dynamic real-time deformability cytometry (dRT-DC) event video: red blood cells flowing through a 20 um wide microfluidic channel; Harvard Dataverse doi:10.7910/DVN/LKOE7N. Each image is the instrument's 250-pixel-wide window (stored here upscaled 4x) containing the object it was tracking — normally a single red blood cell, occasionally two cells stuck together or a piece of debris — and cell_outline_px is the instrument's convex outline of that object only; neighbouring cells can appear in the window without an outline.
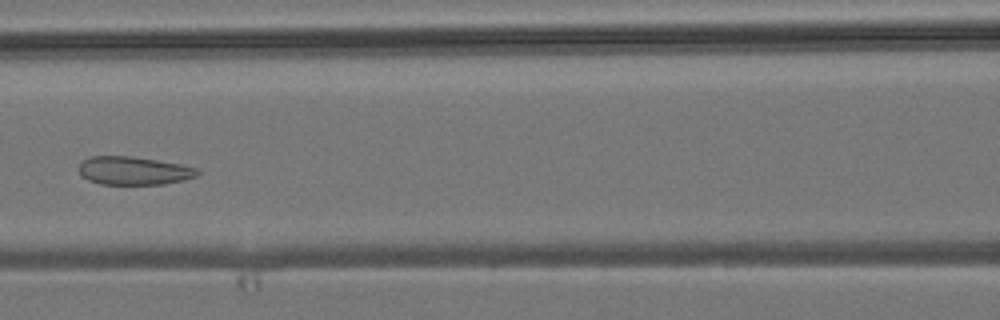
{"species": "common noctule bat (a hibernating species)", "species_latin": "Nyctalus noctula", "temperature_condition": "room temperature", "stored_images_in_passage": 5, "camera_frame_rate_fps": 3000, "um_per_image_px": 0.085, "animal": {"sex": "male", "body_mass_g": 19.2, "forearm_length_mm": 51.8}, "frame": {"image": 1, "passage_image": 5, "time_ms": 4.667, "image_size_px": [1000, 320], "cell_outline_px": [[200, 172], [196, 176], [184, 180], [164, 184], [100, 184], [88, 180], [80, 172], [80, 164], [84, 160], [92, 156], [132, 156], [180, 164], [196, 168]], "centroid_in_image_um": [11.39, 14.51], "position_along_channel_um": 155.2, "area_um2": 19.31}}